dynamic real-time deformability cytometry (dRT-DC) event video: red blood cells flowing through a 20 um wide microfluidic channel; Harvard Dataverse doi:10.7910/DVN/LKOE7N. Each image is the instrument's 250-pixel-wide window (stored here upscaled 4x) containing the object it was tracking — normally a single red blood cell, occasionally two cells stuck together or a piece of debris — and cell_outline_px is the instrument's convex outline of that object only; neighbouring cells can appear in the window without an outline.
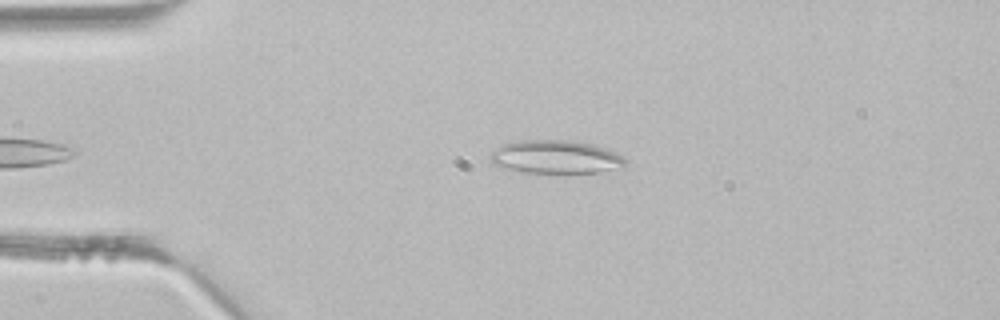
{"species": "common noctule bat (a hibernating species)", "species_latin": "Nyctalus noctula", "temperature_condition": "room temperature", "stored_images_in_passage": 30, "camera_frame_rate_fps": 3000, "um_per_image_px": 0.085, "animal": {"sex": "male", "body_mass_g": 21.5, "forearm_length_mm": 52.0}, "frame": {"image": 1, "passage_image": 1, "time_ms": 0.0, "image_size_px": [1000, 320], "cell_outline_px": [[628, 164], [624, 168], [600, 172], [520, 172], [504, 168], [492, 164], [488, 156], [500, 144], [512, 140], [572, 140], [592, 144], [604, 148], [624, 156], [628, 160]], "centroid_in_image_um": [47.23, 13.33], "position_along_channel_um": 37.8, "area_um2": 26.65}}
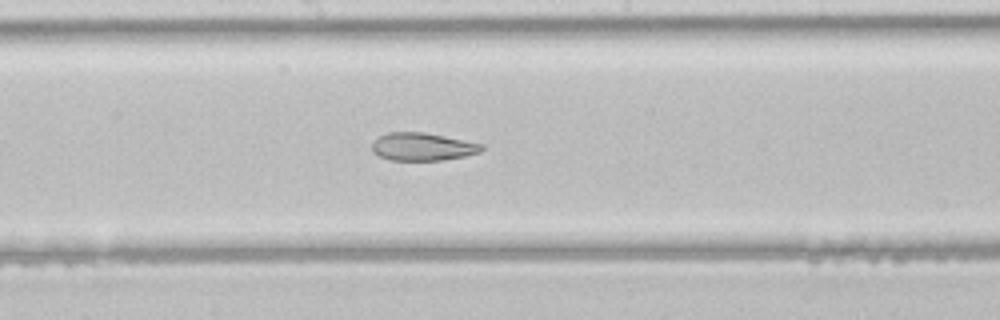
{"frame": {"image": 2, "passage_image": 14, "time_ms": 4.333, "image_size_px": [1000, 320], "cell_outline_px": [[484, 148], [480, 152], [464, 156], [440, 160], [392, 160], [380, 156], [372, 152], [372, 144], [380, 136], [388, 132], [424, 132], [484, 144]], "centroid_in_image_um": [35.92, 12.47], "position_along_channel_um": 212.3, "area_um2": 17.63}}
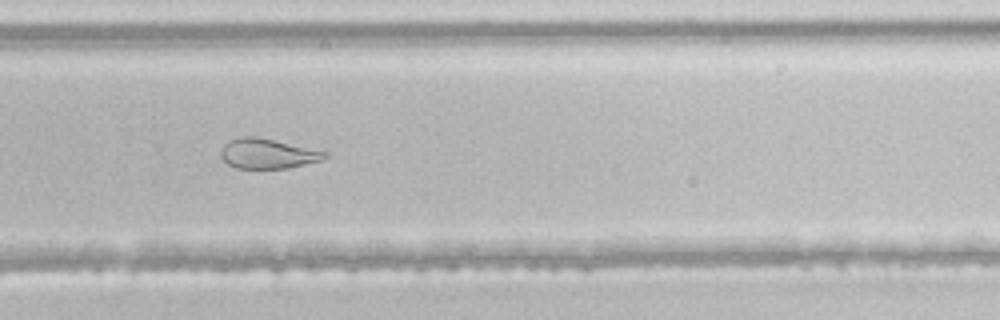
{"frame": {"image": 3, "passage_image": 20, "time_ms": 6.333, "image_size_px": [1000, 320], "cell_outline_px": [[328, 156], [324, 160], [288, 168], [236, 168], [228, 164], [220, 156], [220, 148], [228, 140], [240, 136], [252, 136], [272, 140], [328, 152]], "centroid_in_image_um": [22.72, 13.06], "position_along_channel_um": 307.1, "area_um2": 18.09}}